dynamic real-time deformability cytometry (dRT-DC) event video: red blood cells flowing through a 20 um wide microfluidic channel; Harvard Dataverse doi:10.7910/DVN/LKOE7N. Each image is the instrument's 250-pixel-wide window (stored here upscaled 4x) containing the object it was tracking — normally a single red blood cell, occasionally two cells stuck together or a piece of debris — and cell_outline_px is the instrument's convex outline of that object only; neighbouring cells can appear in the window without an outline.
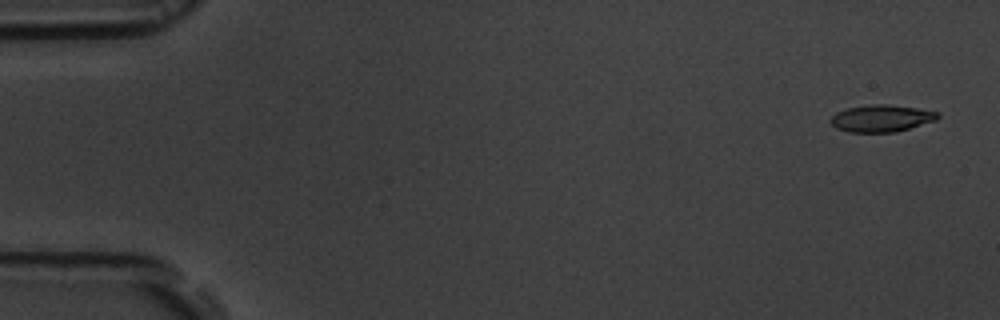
{"species": "common noctule bat (a hibernating species)", "species_latin": "Nyctalus noctula", "temperature_condition": "room temperature", "stored_images_in_passage": 5, "camera_frame_rate_fps": 3000, "um_per_image_px": 0.085, "animal": {"sex": "male", "body_mass_g": 19.5, "forearm_length_mm": 54.6}, "frame": {"image": 1, "passage_image": 1, "time_ms": 0.0, "image_size_px": [1000, 320], "cell_outline_px": [[940, 116], [936, 120], [896, 132], [848, 132], [836, 128], [828, 120], [836, 112], [848, 108], [872, 104], [888, 104], [916, 108], [940, 112]], "centroid_in_image_um": [74.91, 10.06], "position_along_channel_um": 10.1, "area_um2": 16.88}}
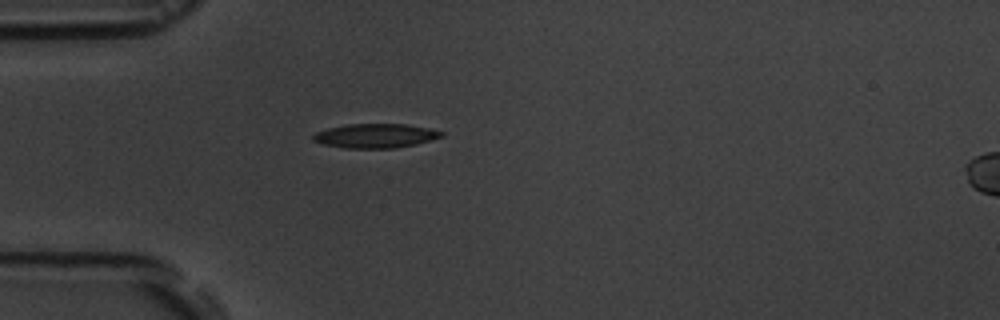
{"frame": {"image": 2, "passage_image": 5, "time_ms": 4.667, "image_size_px": [1000, 320], "cell_outline_px": [[444, 136], [416, 144], [396, 148], [344, 148], [324, 144], [312, 140], [312, 136], [316, 132], [328, 128], [348, 124], [408, 124], [428, 128], [444, 132]], "centroid_in_image_um": [31.92, 11.54], "position_along_channel_um": 53.1, "area_um2": 18.09}}